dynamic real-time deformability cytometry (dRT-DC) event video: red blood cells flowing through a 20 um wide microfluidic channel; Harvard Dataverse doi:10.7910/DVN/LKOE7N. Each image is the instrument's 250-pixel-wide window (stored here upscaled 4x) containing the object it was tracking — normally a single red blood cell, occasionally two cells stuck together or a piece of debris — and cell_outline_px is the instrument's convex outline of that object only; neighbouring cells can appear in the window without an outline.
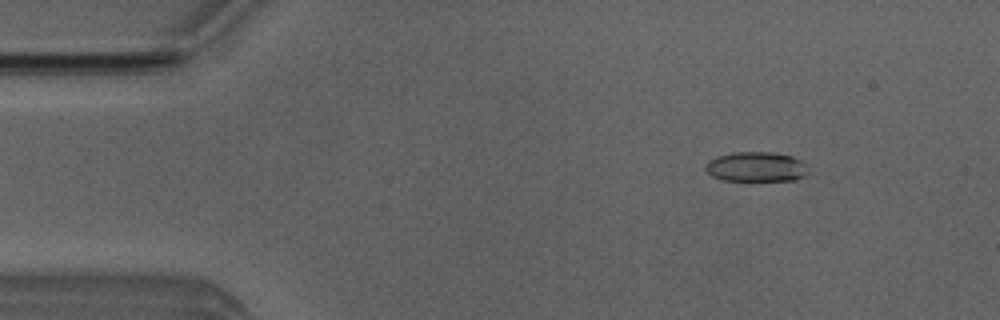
{"species": "Egyptian fruit bat (a non-hibernating species)", "species_latin": "Rousettus aegyptiacus", "temperature_condition": "room temperature", "stored_images_in_passage": 4, "camera_frame_rate_fps": 3000, "um_per_image_px": 0.085, "animal": {"sex": "male"}, "frame": {"image": 1, "passage_image": 2, "time_ms": 0.333, "image_size_px": [1000, 320], "cell_outline_px": [[808, 172], [804, 176], [796, 180], [720, 180], [712, 176], [704, 168], [704, 164], [708, 160], [716, 156], [736, 152], [772, 152], [792, 156], [800, 160], [804, 164]], "centroid_in_image_um": [64.23, 14.17], "position_along_channel_um": 20.8, "area_um2": 17.86}}